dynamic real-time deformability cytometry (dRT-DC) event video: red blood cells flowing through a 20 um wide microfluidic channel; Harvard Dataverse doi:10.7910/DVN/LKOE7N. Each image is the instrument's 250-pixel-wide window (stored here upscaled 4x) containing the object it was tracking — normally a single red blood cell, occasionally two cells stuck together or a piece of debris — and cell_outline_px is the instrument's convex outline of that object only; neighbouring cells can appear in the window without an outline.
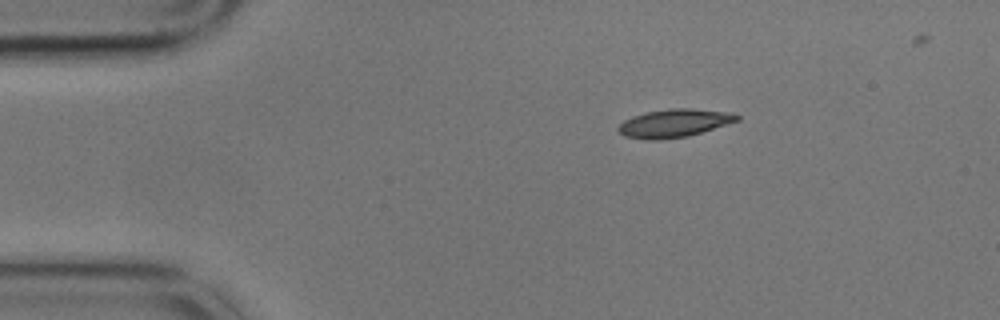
{"species": "common noctule bat (a hibernating species)", "species_latin": "Nyctalus noctula", "temperature_condition": "cold", "stored_images_in_passage": 5, "camera_frame_rate_fps": 3000, "um_per_image_px": 0.085, "animal": {"sex": "male", "body_mass_g": 17.9}, "frame": {"image": 1, "passage_image": 1, "time_ms": 0.0, "image_size_px": [1000, 320], "cell_outline_px": [[740, 120], [688, 136], [656, 140], [644, 140], [624, 136], [616, 128], [624, 120], [632, 116], [648, 112], [672, 108], [692, 108], [732, 112], [740, 116]], "centroid_in_image_um": [57.31, 10.47], "position_along_channel_um": 27.7, "area_um2": 19.48}}
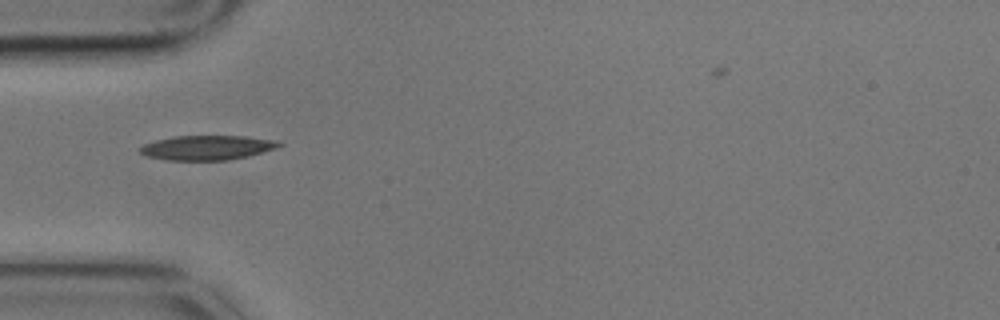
{"frame": {"image": 2, "passage_image": 3, "time_ms": 0.667, "image_size_px": [1000, 320], "cell_outline_px": [[284, 144], [276, 148], [248, 156], [228, 160], [168, 160], [144, 156], [140, 152], [140, 148], [144, 144], [156, 140], [172, 136], [244, 136], [276, 140]], "centroid_in_image_um": [17.6, 12.55], "position_along_channel_um": 67.4, "area_um2": 19.88}}